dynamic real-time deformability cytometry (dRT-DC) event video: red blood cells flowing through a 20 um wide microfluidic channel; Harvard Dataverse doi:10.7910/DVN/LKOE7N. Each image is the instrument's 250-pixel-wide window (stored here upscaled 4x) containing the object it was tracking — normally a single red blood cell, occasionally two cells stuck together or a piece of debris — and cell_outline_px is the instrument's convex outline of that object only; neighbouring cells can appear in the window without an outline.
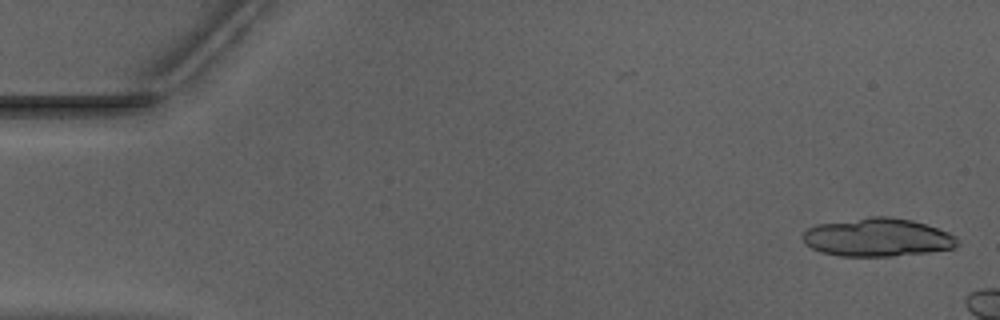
{"species": "Egyptian fruit bat (a non-hibernating species)", "species_latin": "Rousettus aegyptiacus", "temperature_condition": "warm", "stored_images_in_passage": 9, "camera_frame_rate_fps": 3000, "um_per_image_px": 0.085, "animal": {"sex": "male"}, "frame": {"image": 1, "passage_image": 1, "time_ms": 0.0, "image_size_px": [1000, 320], "cell_outline_px": [[960, 244], [952, 248], [928, 252], [892, 256], [840, 256], [820, 252], [812, 248], [804, 240], [804, 232], [808, 228], [816, 224], [868, 216], [892, 216], [912, 220], [948, 232], [956, 236]], "centroid_in_image_um": [74.59, 20.17], "position_along_channel_um": 10.4, "area_um2": 34.51}}